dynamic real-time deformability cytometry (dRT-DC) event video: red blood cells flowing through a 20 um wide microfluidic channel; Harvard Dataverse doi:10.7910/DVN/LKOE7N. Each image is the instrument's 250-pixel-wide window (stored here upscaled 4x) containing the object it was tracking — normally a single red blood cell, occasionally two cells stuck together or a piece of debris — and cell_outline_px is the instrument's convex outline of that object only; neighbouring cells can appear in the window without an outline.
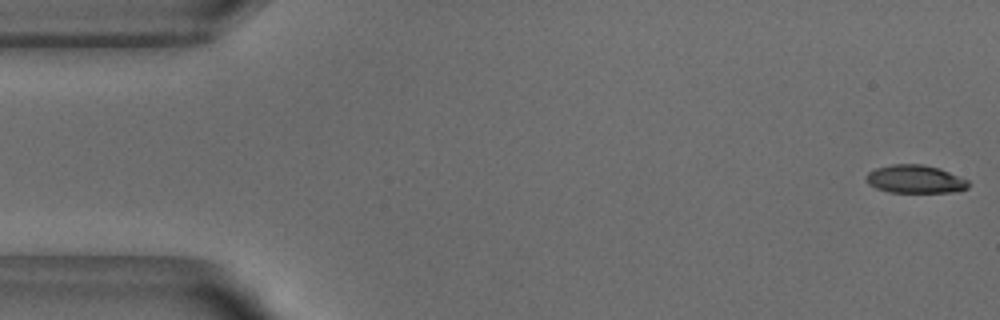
{"species": "common noctule bat (a hibernating species)", "species_latin": "Nyctalus noctula", "temperature_condition": "warm", "stored_images_in_passage": 51, "camera_frame_rate_fps": 3000, "um_per_image_px": 0.085, "animal": {"sex": "male", "body_mass_g": 18.8}, "frame": {"image": 1, "passage_image": 1, "time_ms": 0.0, "image_size_px": [1000, 320], "cell_outline_px": [[968, 188], [956, 192], [888, 192], [876, 188], [868, 184], [868, 172], [876, 168], [892, 164], [920, 164], [940, 168], [968, 180]], "centroid_in_image_um": [77.81, 15.23], "position_along_channel_um": 7.2, "area_um2": 16.65}}
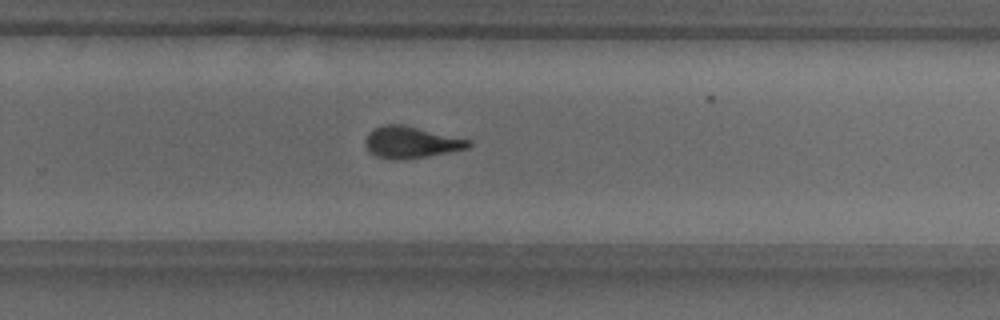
{"frame": {"image": 2, "passage_image": 33, "time_ms": 10.667, "image_size_px": [1000, 320], "cell_outline_px": [[472, 144], [468, 148], [428, 156], [400, 160], [392, 160], [376, 156], [364, 144], [364, 140], [368, 132], [372, 128], [384, 124], [404, 124], [472, 140]], "centroid_in_image_um": [34.93, 12.08], "position_along_channel_um": 294.9, "area_um2": 19.25}}
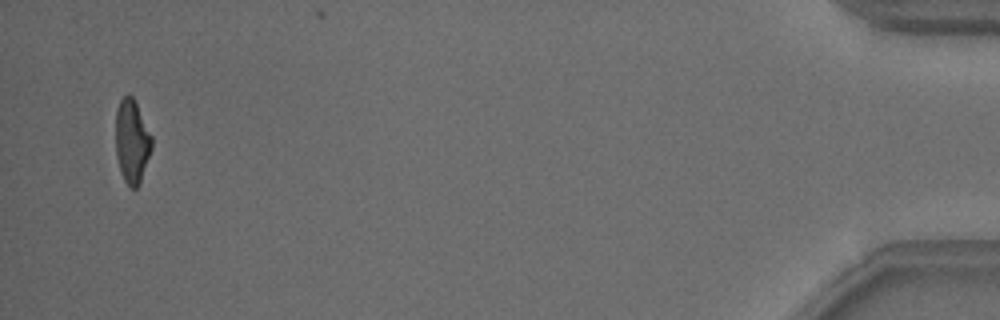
{"frame": {"image": 3, "passage_image": 50, "time_ms": 16.333, "image_size_px": [1000, 320], "cell_outline_px": [[152, 148], [140, 184], [136, 188], [132, 188], [124, 180], [116, 156], [116, 108], [120, 100], [128, 92], [132, 96], [152, 136]], "centroid_in_image_um": [11.21, 12.0], "position_along_channel_um": 424.0, "area_um2": 17.51}}